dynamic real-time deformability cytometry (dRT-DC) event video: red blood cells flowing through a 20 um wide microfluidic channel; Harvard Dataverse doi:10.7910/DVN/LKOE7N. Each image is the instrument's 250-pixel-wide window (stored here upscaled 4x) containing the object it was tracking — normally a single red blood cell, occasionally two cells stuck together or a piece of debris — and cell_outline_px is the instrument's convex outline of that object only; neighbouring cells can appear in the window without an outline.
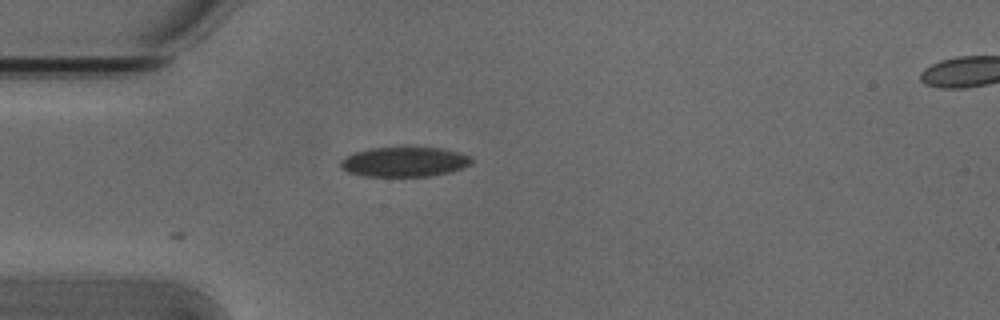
{"species": "Egyptian fruit bat (a non-hibernating species)", "species_latin": "Rousettus aegyptiacus", "temperature_condition": "cold", "stored_images_in_passage": 3, "segment_of_instrument_passage": [1, 2], "camera_frame_rate_fps": 3000, "um_per_image_px": 0.085, "animal": {"sex": "male"}, "frame": {"image": 1, "passage_image": 2, "time_ms": 0.333, "image_size_px": [1000, 320], "cell_outline_px": [[476, 160], [472, 164], [464, 168], [448, 172], [428, 176], [364, 176], [348, 172], [340, 168], [340, 160], [344, 156], [356, 152], [372, 148], [440, 148], [460, 152], [472, 156]], "centroid_in_image_um": [34.41, 13.76], "position_along_channel_um": 50.6, "area_um2": 22.83}}